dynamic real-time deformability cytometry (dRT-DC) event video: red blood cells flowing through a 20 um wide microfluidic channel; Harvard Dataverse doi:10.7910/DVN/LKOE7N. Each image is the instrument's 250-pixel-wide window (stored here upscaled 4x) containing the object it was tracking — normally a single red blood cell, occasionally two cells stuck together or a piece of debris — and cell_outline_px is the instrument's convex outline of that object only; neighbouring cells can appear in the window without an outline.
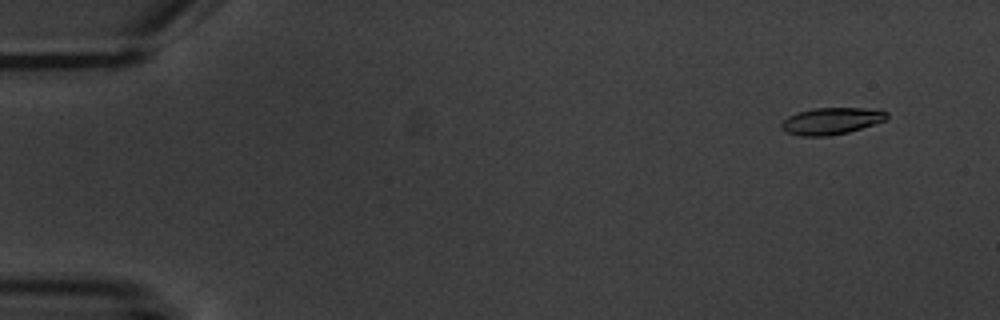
{"species": "common noctule bat (a hibernating species)", "species_latin": "Nyctalus noctula", "temperature_condition": "warm", "stored_images_in_passage": 8, "camera_frame_rate_fps": 3000, "um_per_image_px": 0.085, "animal": {"sex": "male", "body_mass_g": 20.1, "forearm_length_mm": 53.5}, "frame": {"image": 1, "passage_image": 2, "time_ms": 1.0, "image_size_px": [1000, 320], "cell_outline_px": [[888, 116], [884, 120], [848, 132], [828, 136], [804, 136], [788, 132], [780, 128], [780, 124], [788, 116], [796, 112], [816, 108], [880, 108], [888, 112]], "centroid_in_image_um": [70.67, 10.26], "position_along_channel_um": 14.3, "area_um2": 16.42}}
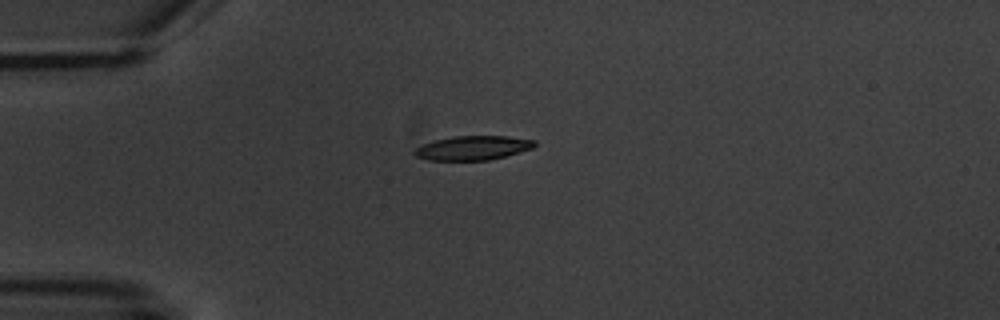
{"frame": {"image": 2, "passage_image": 5, "time_ms": 4.667, "image_size_px": [1000, 320], "cell_outline_px": [[536, 144], [532, 148], [504, 156], [488, 160], [428, 160], [416, 156], [412, 152], [420, 144], [436, 140], [456, 136], [508, 136], [536, 140]], "centroid_in_image_um": [40.17, 12.57], "position_along_channel_um": 44.8, "area_um2": 16.82}}